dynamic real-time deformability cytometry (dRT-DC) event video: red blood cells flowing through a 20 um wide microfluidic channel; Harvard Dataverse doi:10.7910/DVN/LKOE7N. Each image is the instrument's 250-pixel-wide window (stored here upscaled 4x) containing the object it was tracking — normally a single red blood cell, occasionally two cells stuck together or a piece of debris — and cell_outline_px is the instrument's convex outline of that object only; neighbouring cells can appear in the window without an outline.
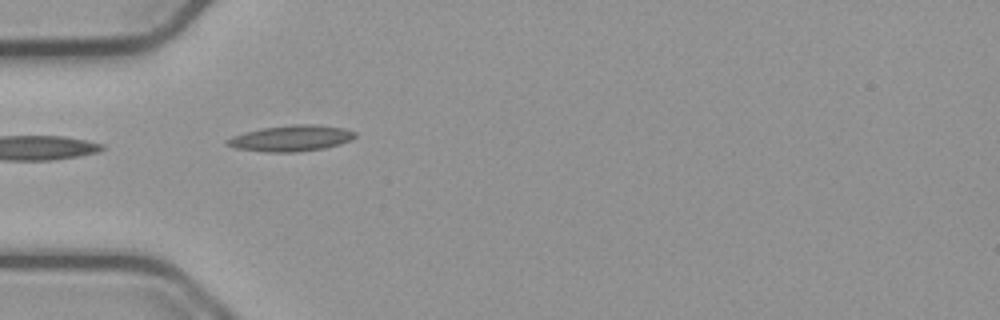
{"species": "common noctule bat (a hibernating species)", "species_latin": "Nyctalus noctula", "temperature_condition": "cold", "stored_images_in_passage": 24, "camera_frame_rate_fps": 3000, "um_per_image_px": 0.085, "animal": {"sex": "male", "body_mass_g": 23.1, "forearm_length_mm": 52.7}, "frame": {"image": 1, "passage_image": 1, "time_ms": 0.0, "image_size_px": [1000, 320], "cell_outline_px": [[356, 136], [352, 140], [340, 144], [324, 148], [296, 152], [268, 152], [236, 148], [224, 144], [224, 140], [232, 136], [244, 132], [264, 128], [292, 124], [316, 124], [344, 128], [356, 132]], "centroid_in_image_um": [24.75, 11.75], "position_along_channel_um": 60.3, "area_um2": 19.48}}